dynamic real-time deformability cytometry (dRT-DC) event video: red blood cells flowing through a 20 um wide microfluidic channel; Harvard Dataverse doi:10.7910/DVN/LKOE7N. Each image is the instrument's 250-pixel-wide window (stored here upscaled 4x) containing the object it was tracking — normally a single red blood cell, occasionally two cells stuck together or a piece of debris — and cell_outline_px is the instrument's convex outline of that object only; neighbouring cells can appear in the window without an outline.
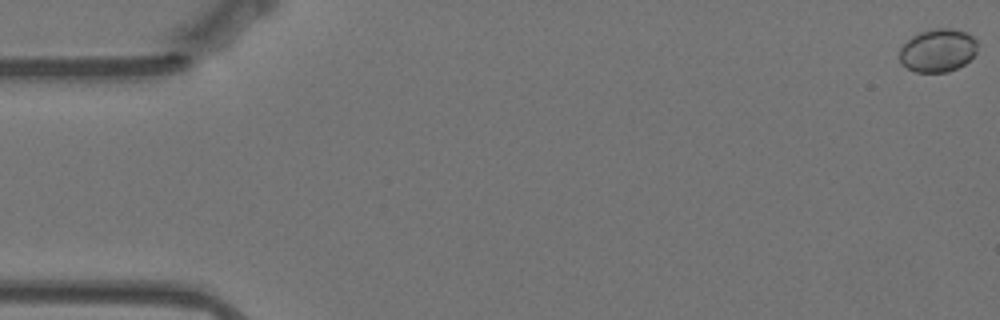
{"species": "Egyptian fruit bat (a non-hibernating species)", "species_latin": "Rousettus aegyptiacus", "temperature_condition": "warm", "stored_images_in_passage": 59, "camera_frame_rate_fps": 3000, "um_per_image_px": 0.085, "animal": {"sex": "female"}, "frame": {"image": 1, "passage_image": 1, "time_ms": 0.0, "image_size_px": [1000, 320], "cell_outline_px": [[976, 52], [964, 64], [948, 72], [916, 72], [900, 64], [900, 48], [912, 36], [920, 32], [932, 28], [952, 28], [968, 32], [976, 40]], "centroid_in_image_um": [79.7, 4.27], "position_along_channel_um": 5.3, "area_um2": 19.59}}
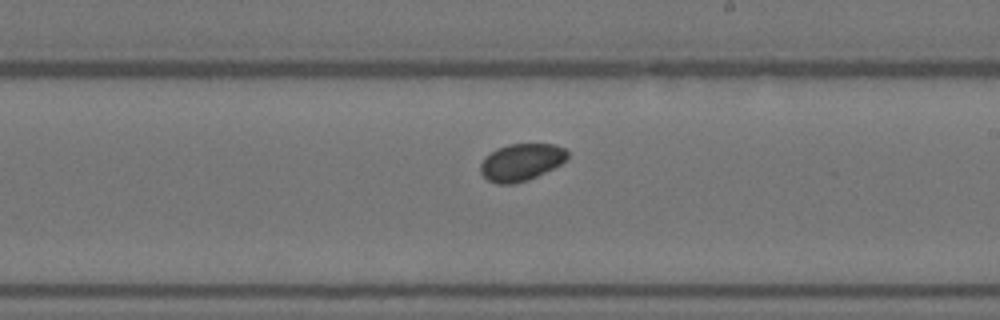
{"frame": {"image": 2, "passage_image": 34, "time_ms": 11.0, "image_size_px": [1000, 320], "cell_outline_px": [[568, 156], [560, 164], [528, 180], [512, 184], [496, 184], [488, 180], [480, 172], [480, 164], [484, 156], [496, 148], [508, 144], [556, 144], [564, 148], [568, 152]], "centroid_in_image_um": [44.26, 13.78], "position_along_channel_um": 244.7, "area_um2": 18.84}}
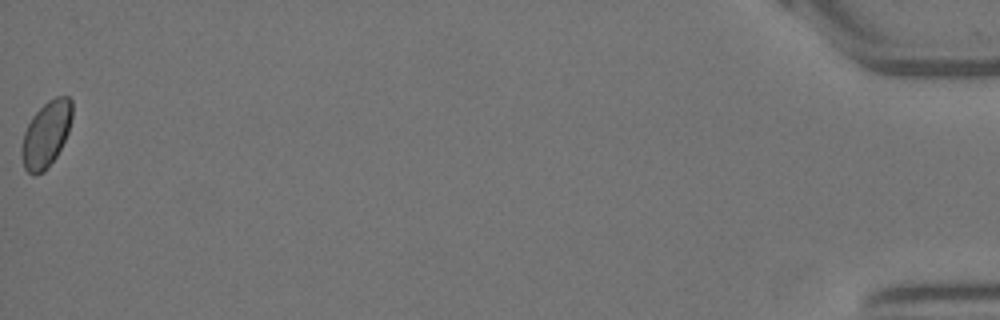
{"frame": {"image": 3, "passage_image": 59, "time_ms": 19.333, "image_size_px": [1000, 320], "cell_outline_px": [[72, 116], [68, 132], [56, 156], [48, 168], [44, 172], [36, 176], [32, 176], [24, 168], [20, 152], [20, 148], [24, 132], [32, 116], [48, 100], [56, 96], [68, 96], [72, 100]], "centroid_in_image_um": [3.9, 11.43], "position_along_channel_um": 431.3, "area_um2": 19.54}}